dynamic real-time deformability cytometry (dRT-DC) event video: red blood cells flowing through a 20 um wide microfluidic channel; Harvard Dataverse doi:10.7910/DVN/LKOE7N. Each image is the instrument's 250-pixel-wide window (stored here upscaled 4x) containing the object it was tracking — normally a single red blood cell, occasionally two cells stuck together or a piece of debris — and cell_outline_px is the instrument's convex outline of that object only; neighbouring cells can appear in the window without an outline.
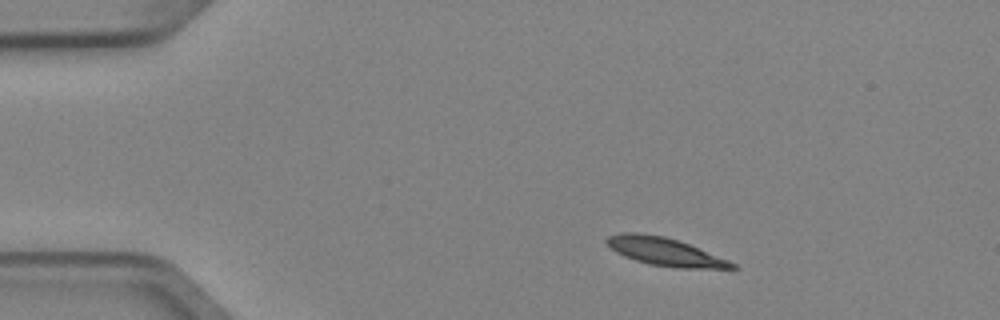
{"species": "Egyptian fruit bat (a non-hibernating species)", "species_latin": "Rousettus aegyptiacus", "temperature_condition": "cold", "stored_images_in_passage": 3, "segment_of_instrument_passage": [1, 2], "camera_frame_rate_fps": 3000, "um_per_image_px": 0.085, "animal": {"sex": "female"}, "frame": {"image": 1, "passage_image": 1, "time_ms": 0.0, "image_size_px": [1000, 320], "cell_outline_px": [[740, 268], [676, 268], [648, 264], [624, 256], [616, 252], [604, 240], [608, 236], [620, 232], [636, 232], [664, 236], [688, 244], [728, 260], [736, 264]], "centroid_in_image_um": [56.48, 21.39], "position_along_channel_um": 28.5, "area_um2": 20.23}}